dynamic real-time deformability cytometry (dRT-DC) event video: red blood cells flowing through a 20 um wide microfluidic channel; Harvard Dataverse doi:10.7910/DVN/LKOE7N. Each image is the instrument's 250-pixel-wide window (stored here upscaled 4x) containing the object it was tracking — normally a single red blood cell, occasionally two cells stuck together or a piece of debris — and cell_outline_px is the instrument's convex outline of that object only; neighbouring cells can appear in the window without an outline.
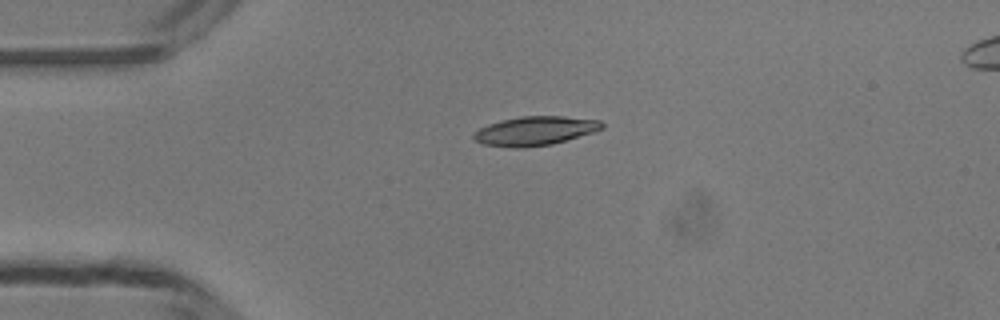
{"species": "common noctule bat (a hibernating species)", "species_latin": "Nyctalus noctula", "temperature_condition": "room temperature", "stored_images_in_passage": 7, "camera_frame_rate_fps": 3000, "um_per_image_px": 0.085, "animal": {"sex": "male", "body_mass_g": 13.3}, "frame": {"image": 1, "passage_image": 1, "time_ms": 0.0, "image_size_px": [1000, 320], "cell_outline_px": [[604, 128], [592, 132], [552, 144], [524, 148], [512, 148], [484, 144], [476, 140], [472, 136], [480, 128], [488, 124], [500, 120], [520, 116], [564, 116], [600, 120], [604, 124]], "centroid_in_image_um": [45.48, 11.12], "position_along_channel_um": 39.5, "area_um2": 21.62}}
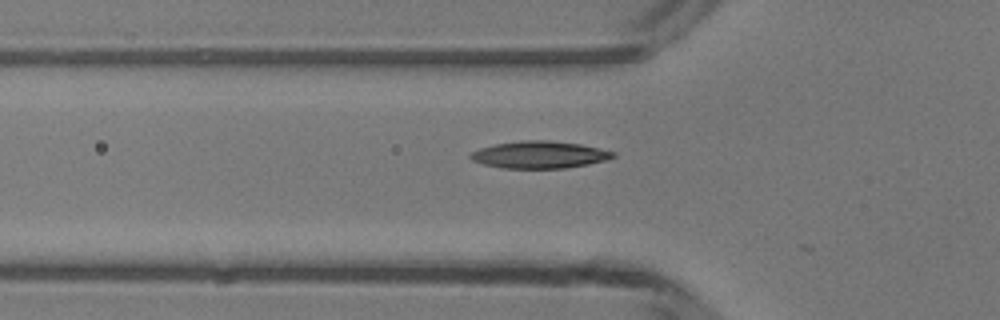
{"frame": {"image": 2, "passage_image": 6, "time_ms": 1.667, "image_size_px": [1000, 320], "cell_outline_px": [[616, 156], [604, 160], [588, 164], [564, 168], [504, 168], [484, 164], [472, 160], [468, 156], [472, 152], [480, 148], [496, 144], [520, 140], [548, 140], [580, 144], [616, 152]], "centroid_in_image_um": [45.85, 13.14], "position_along_channel_um": 80.0, "area_um2": 22.37}}